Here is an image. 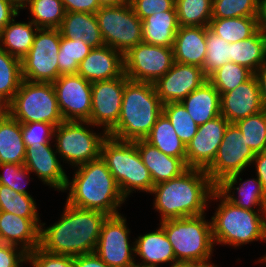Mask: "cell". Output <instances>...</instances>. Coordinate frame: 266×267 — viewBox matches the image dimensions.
Listing matches in <instances>:
<instances>
[{"instance_id": "6da1fadb", "label": "cell", "mask_w": 266, "mask_h": 267, "mask_svg": "<svg viewBox=\"0 0 266 267\" xmlns=\"http://www.w3.org/2000/svg\"><path fill=\"white\" fill-rule=\"evenodd\" d=\"M60 220L40 227V248L51 254L79 256L94 253L102 225L109 215L64 203Z\"/></svg>"}, {"instance_id": "7a4b0ae2", "label": "cell", "mask_w": 266, "mask_h": 267, "mask_svg": "<svg viewBox=\"0 0 266 267\" xmlns=\"http://www.w3.org/2000/svg\"><path fill=\"white\" fill-rule=\"evenodd\" d=\"M216 186L203 169L188 168L180 176L153 186V208L160 222L205 213ZM209 203V204H208Z\"/></svg>"}, {"instance_id": "3957f363", "label": "cell", "mask_w": 266, "mask_h": 267, "mask_svg": "<svg viewBox=\"0 0 266 267\" xmlns=\"http://www.w3.org/2000/svg\"><path fill=\"white\" fill-rule=\"evenodd\" d=\"M72 180H67L64 192L69 190L66 202L72 206L98 210L109 216L120 214L118 209L126 201L115 178L102 158L74 168Z\"/></svg>"}, {"instance_id": "277c9868", "label": "cell", "mask_w": 266, "mask_h": 267, "mask_svg": "<svg viewBox=\"0 0 266 267\" xmlns=\"http://www.w3.org/2000/svg\"><path fill=\"white\" fill-rule=\"evenodd\" d=\"M162 113L163 103L153 83L128 80L118 122L108 135L124 141L144 140Z\"/></svg>"}, {"instance_id": "5b68a950", "label": "cell", "mask_w": 266, "mask_h": 267, "mask_svg": "<svg viewBox=\"0 0 266 267\" xmlns=\"http://www.w3.org/2000/svg\"><path fill=\"white\" fill-rule=\"evenodd\" d=\"M220 201L211 217L214 243L234 248L249 242H266V211H251L236 207L217 189L210 201Z\"/></svg>"}, {"instance_id": "8992f818", "label": "cell", "mask_w": 266, "mask_h": 267, "mask_svg": "<svg viewBox=\"0 0 266 267\" xmlns=\"http://www.w3.org/2000/svg\"><path fill=\"white\" fill-rule=\"evenodd\" d=\"M100 157L125 199L135 190L151 193L154 184L135 141L119 140L108 135L102 142Z\"/></svg>"}, {"instance_id": "52a82bcc", "label": "cell", "mask_w": 266, "mask_h": 267, "mask_svg": "<svg viewBox=\"0 0 266 267\" xmlns=\"http://www.w3.org/2000/svg\"><path fill=\"white\" fill-rule=\"evenodd\" d=\"M205 216L206 213L160 222L177 262L195 264L211 261L215 243L211 220H206Z\"/></svg>"}, {"instance_id": "ba28073f", "label": "cell", "mask_w": 266, "mask_h": 267, "mask_svg": "<svg viewBox=\"0 0 266 267\" xmlns=\"http://www.w3.org/2000/svg\"><path fill=\"white\" fill-rule=\"evenodd\" d=\"M7 113L21 124L46 122L56 127L64 121L53 84L24 79L7 104Z\"/></svg>"}, {"instance_id": "9c48e42d", "label": "cell", "mask_w": 266, "mask_h": 267, "mask_svg": "<svg viewBox=\"0 0 266 267\" xmlns=\"http://www.w3.org/2000/svg\"><path fill=\"white\" fill-rule=\"evenodd\" d=\"M90 126L95 127L89 121H63L55 127L54 146L63 163L77 167L100 158L102 142L108 133L104 129L96 133Z\"/></svg>"}, {"instance_id": "30bf717a", "label": "cell", "mask_w": 266, "mask_h": 267, "mask_svg": "<svg viewBox=\"0 0 266 267\" xmlns=\"http://www.w3.org/2000/svg\"><path fill=\"white\" fill-rule=\"evenodd\" d=\"M95 14L105 45L124 55L142 42V21L130 3L100 7Z\"/></svg>"}, {"instance_id": "8fae6325", "label": "cell", "mask_w": 266, "mask_h": 267, "mask_svg": "<svg viewBox=\"0 0 266 267\" xmlns=\"http://www.w3.org/2000/svg\"><path fill=\"white\" fill-rule=\"evenodd\" d=\"M59 29L39 28L28 54L21 60L22 78L29 82L53 83L59 77Z\"/></svg>"}, {"instance_id": "7c38bea8", "label": "cell", "mask_w": 266, "mask_h": 267, "mask_svg": "<svg viewBox=\"0 0 266 267\" xmlns=\"http://www.w3.org/2000/svg\"><path fill=\"white\" fill-rule=\"evenodd\" d=\"M255 155L240 129L234 123H230L212 164L205 172L217 186L226 177L242 173L245 168L251 166Z\"/></svg>"}, {"instance_id": "4fadbf2b", "label": "cell", "mask_w": 266, "mask_h": 267, "mask_svg": "<svg viewBox=\"0 0 266 267\" xmlns=\"http://www.w3.org/2000/svg\"><path fill=\"white\" fill-rule=\"evenodd\" d=\"M174 62L173 48L141 42L124 54V74L131 81L154 83Z\"/></svg>"}, {"instance_id": "5bb4252c", "label": "cell", "mask_w": 266, "mask_h": 267, "mask_svg": "<svg viewBox=\"0 0 266 267\" xmlns=\"http://www.w3.org/2000/svg\"><path fill=\"white\" fill-rule=\"evenodd\" d=\"M124 217L121 213L107 217L95 249L96 255L110 267H129L136 261L135 244L129 243L130 230Z\"/></svg>"}, {"instance_id": "9a60e30c", "label": "cell", "mask_w": 266, "mask_h": 267, "mask_svg": "<svg viewBox=\"0 0 266 267\" xmlns=\"http://www.w3.org/2000/svg\"><path fill=\"white\" fill-rule=\"evenodd\" d=\"M64 121H89L92 83L79 74L61 75L52 83Z\"/></svg>"}, {"instance_id": "2e32d148", "label": "cell", "mask_w": 266, "mask_h": 267, "mask_svg": "<svg viewBox=\"0 0 266 267\" xmlns=\"http://www.w3.org/2000/svg\"><path fill=\"white\" fill-rule=\"evenodd\" d=\"M125 74L110 80L92 83V105L90 123L104 129L107 133L117 124L125 83Z\"/></svg>"}, {"instance_id": "e0dca14e", "label": "cell", "mask_w": 266, "mask_h": 267, "mask_svg": "<svg viewBox=\"0 0 266 267\" xmlns=\"http://www.w3.org/2000/svg\"><path fill=\"white\" fill-rule=\"evenodd\" d=\"M229 124L219 115L198 126L196 135L186 145L188 168L206 170L212 164Z\"/></svg>"}, {"instance_id": "ac0fdd59", "label": "cell", "mask_w": 266, "mask_h": 267, "mask_svg": "<svg viewBox=\"0 0 266 267\" xmlns=\"http://www.w3.org/2000/svg\"><path fill=\"white\" fill-rule=\"evenodd\" d=\"M207 80L203 68L174 62L170 70L153 85L160 101L165 104L181 102Z\"/></svg>"}, {"instance_id": "d6986e66", "label": "cell", "mask_w": 266, "mask_h": 267, "mask_svg": "<svg viewBox=\"0 0 266 267\" xmlns=\"http://www.w3.org/2000/svg\"><path fill=\"white\" fill-rule=\"evenodd\" d=\"M220 99L221 115L229 123H235L264 110L255 75L235 89L223 93Z\"/></svg>"}, {"instance_id": "ffe728a7", "label": "cell", "mask_w": 266, "mask_h": 267, "mask_svg": "<svg viewBox=\"0 0 266 267\" xmlns=\"http://www.w3.org/2000/svg\"><path fill=\"white\" fill-rule=\"evenodd\" d=\"M52 147L50 144H42L38 148H26L24 166L44 184L64 192L68 176L57 157V151Z\"/></svg>"}, {"instance_id": "44dd1931", "label": "cell", "mask_w": 266, "mask_h": 267, "mask_svg": "<svg viewBox=\"0 0 266 267\" xmlns=\"http://www.w3.org/2000/svg\"><path fill=\"white\" fill-rule=\"evenodd\" d=\"M78 74L91 83L118 78L124 74V55L107 45L92 48L79 64Z\"/></svg>"}, {"instance_id": "7402d4cb", "label": "cell", "mask_w": 266, "mask_h": 267, "mask_svg": "<svg viewBox=\"0 0 266 267\" xmlns=\"http://www.w3.org/2000/svg\"><path fill=\"white\" fill-rule=\"evenodd\" d=\"M40 219L0 211V242L20 246L27 253L40 246Z\"/></svg>"}, {"instance_id": "603a6c76", "label": "cell", "mask_w": 266, "mask_h": 267, "mask_svg": "<svg viewBox=\"0 0 266 267\" xmlns=\"http://www.w3.org/2000/svg\"><path fill=\"white\" fill-rule=\"evenodd\" d=\"M241 174L235 173L226 177L216 186V189L236 207L251 211H266V194L262 189L261 182L256 177L246 179L242 183ZM238 180L240 184L237 182ZM235 184L239 186L236 187ZM235 193L238 195L237 197H235ZM255 207L257 208L255 209Z\"/></svg>"}, {"instance_id": "cb8c5ba5", "label": "cell", "mask_w": 266, "mask_h": 267, "mask_svg": "<svg viewBox=\"0 0 266 267\" xmlns=\"http://www.w3.org/2000/svg\"><path fill=\"white\" fill-rule=\"evenodd\" d=\"M135 145L154 185L176 178L188 169L182 159L161 152L145 140H137Z\"/></svg>"}, {"instance_id": "d4e9b609", "label": "cell", "mask_w": 266, "mask_h": 267, "mask_svg": "<svg viewBox=\"0 0 266 267\" xmlns=\"http://www.w3.org/2000/svg\"><path fill=\"white\" fill-rule=\"evenodd\" d=\"M174 61L203 68L206 59V27H179L173 44Z\"/></svg>"}, {"instance_id": "484cf974", "label": "cell", "mask_w": 266, "mask_h": 267, "mask_svg": "<svg viewBox=\"0 0 266 267\" xmlns=\"http://www.w3.org/2000/svg\"><path fill=\"white\" fill-rule=\"evenodd\" d=\"M135 258L138 255L144 265L159 267L163 263H178L171 243L164 229L159 226L156 231L138 236L134 242Z\"/></svg>"}, {"instance_id": "4316f807", "label": "cell", "mask_w": 266, "mask_h": 267, "mask_svg": "<svg viewBox=\"0 0 266 267\" xmlns=\"http://www.w3.org/2000/svg\"><path fill=\"white\" fill-rule=\"evenodd\" d=\"M181 103L198 126L221 115L220 93L208 80L186 96Z\"/></svg>"}, {"instance_id": "83f0119b", "label": "cell", "mask_w": 266, "mask_h": 267, "mask_svg": "<svg viewBox=\"0 0 266 267\" xmlns=\"http://www.w3.org/2000/svg\"><path fill=\"white\" fill-rule=\"evenodd\" d=\"M61 36L68 39L82 40L91 48L105 45L96 14L82 12H66L61 26Z\"/></svg>"}, {"instance_id": "f1b7e54d", "label": "cell", "mask_w": 266, "mask_h": 267, "mask_svg": "<svg viewBox=\"0 0 266 267\" xmlns=\"http://www.w3.org/2000/svg\"><path fill=\"white\" fill-rule=\"evenodd\" d=\"M179 27L175 7L155 13L142 20V42L172 48Z\"/></svg>"}, {"instance_id": "f546056e", "label": "cell", "mask_w": 266, "mask_h": 267, "mask_svg": "<svg viewBox=\"0 0 266 267\" xmlns=\"http://www.w3.org/2000/svg\"><path fill=\"white\" fill-rule=\"evenodd\" d=\"M25 156L22 124L6 113L0 119V164H24Z\"/></svg>"}, {"instance_id": "4dcf8cb0", "label": "cell", "mask_w": 266, "mask_h": 267, "mask_svg": "<svg viewBox=\"0 0 266 267\" xmlns=\"http://www.w3.org/2000/svg\"><path fill=\"white\" fill-rule=\"evenodd\" d=\"M39 28L31 21L13 18L0 32V48L22 60L29 52Z\"/></svg>"}, {"instance_id": "1f68e13d", "label": "cell", "mask_w": 266, "mask_h": 267, "mask_svg": "<svg viewBox=\"0 0 266 267\" xmlns=\"http://www.w3.org/2000/svg\"><path fill=\"white\" fill-rule=\"evenodd\" d=\"M231 62L255 73L266 63V35L258 30L248 39L231 43Z\"/></svg>"}, {"instance_id": "d6a6232c", "label": "cell", "mask_w": 266, "mask_h": 267, "mask_svg": "<svg viewBox=\"0 0 266 267\" xmlns=\"http://www.w3.org/2000/svg\"><path fill=\"white\" fill-rule=\"evenodd\" d=\"M144 140L161 152L180 158L186 163V145L176 134L173 125L164 113L158 117Z\"/></svg>"}, {"instance_id": "836d02e7", "label": "cell", "mask_w": 266, "mask_h": 267, "mask_svg": "<svg viewBox=\"0 0 266 267\" xmlns=\"http://www.w3.org/2000/svg\"><path fill=\"white\" fill-rule=\"evenodd\" d=\"M208 28L227 43L248 39L259 30L257 17L211 19Z\"/></svg>"}, {"instance_id": "e575fe53", "label": "cell", "mask_w": 266, "mask_h": 267, "mask_svg": "<svg viewBox=\"0 0 266 267\" xmlns=\"http://www.w3.org/2000/svg\"><path fill=\"white\" fill-rule=\"evenodd\" d=\"M213 0H175L180 27H208L212 19Z\"/></svg>"}, {"instance_id": "d590c367", "label": "cell", "mask_w": 266, "mask_h": 267, "mask_svg": "<svg viewBox=\"0 0 266 267\" xmlns=\"http://www.w3.org/2000/svg\"><path fill=\"white\" fill-rule=\"evenodd\" d=\"M22 80L21 60L0 48V99L8 104Z\"/></svg>"}, {"instance_id": "8d00e7d4", "label": "cell", "mask_w": 266, "mask_h": 267, "mask_svg": "<svg viewBox=\"0 0 266 267\" xmlns=\"http://www.w3.org/2000/svg\"><path fill=\"white\" fill-rule=\"evenodd\" d=\"M26 7L38 28L58 29L66 13L61 0H31Z\"/></svg>"}, {"instance_id": "74e56055", "label": "cell", "mask_w": 266, "mask_h": 267, "mask_svg": "<svg viewBox=\"0 0 266 267\" xmlns=\"http://www.w3.org/2000/svg\"><path fill=\"white\" fill-rule=\"evenodd\" d=\"M91 47L81 39L74 40L61 36L58 54L59 75L78 74V67L89 54Z\"/></svg>"}, {"instance_id": "f35d334b", "label": "cell", "mask_w": 266, "mask_h": 267, "mask_svg": "<svg viewBox=\"0 0 266 267\" xmlns=\"http://www.w3.org/2000/svg\"><path fill=\"white\" fill-rule=\"evenodd\" d=\"M0 211L28 219H40L36 202L31 195L14 191L0 184Z\"/></svg>"}, {"instance_id": "ab89813d", "label": "cell", "mask_w": 266, "mask_h": 267, "mask_svg": "<svg viewBox=\"0 0 266 267\" xmlns=\"http://www.w3.org/2000/svg\"><path fill=\"white\" fill-rule=\"evenodd\" d=\"M253 75L254 73L248 68L229 61L214 71L208 77V81L216 88L221 96L223 93L233 90L249 80Z\"/></svg>"}, {"instance_id": "60d3db41", "label": "cell", "mask_w": 266, "mask_h": 267, "mask_svg": "<svg viewBox=\"0 0 266 267\" xmlns=\"http://www.w3.org/2000/svg\"><path fill=\"white\" fill-rule=\"evenodd\" d=\"M234 124L240 129L255 154L266 151V110L240 119Z\"/></svg>"}, {"instance_id": "b9f144b4", "label": "cell", "mask_w": 266, "mask_h": 267, "mask_svg": "<svg viewBox=\"0 0 266 267\" xmlns=\"http://www.w3.org/2000/svg\"><path fill=\"white\" fill-rule=\"evenodd\" d=\"M206 45L203 71L208 78L214 71L231 61V43H227L206 27Z\"/></svg>"}, {"instance_id": "7bdbcfd3", "label": "cell", "mask_w": 266, "mask_h": 267, "mask_svg": "<svg viewBox=\"0 0 266 267\" xmlns=\"http://www.w3.org/2000/svg\"><path fill=\"white\" fill-rule=\"evenodd\" d=\"M163 113L170 120L176 134L187 145L196 135L198 125L191 118L181 102L163 104Z\"/></svg>"}, {"instance_id": "ee69618b", "label": "cell", "mask_w": 266, "mask_h": 267, "mask_svg": "<svg viewBox=\"0 0 266 267\" xmlns=\"http://www.w3.org/2000/svg\"><path fill=\"white\" fill-rule=\"evenodd\" d=\"M259 0H213L212 19L257 17Z\"/></svg>"}, {"instance_id": "f6af8a7d", "label": "cell", "mask_w": 266, "mask_h": 267, "mask_svg": "<svg viewBox=\"0 0 266 267\" xmlns=\"http://www.w3.org/2000/svg\"><path fill=\"white\" fill-rule=\"evenodd\" d=\"M0 168L3 169V172L0 173L1 185L8 186L16 192L30 195L28 191H26V185H28L30 181L29 173L31 172L24 164L3 163L0 164Z\"/></svg>"}, {"instance_id": "bcb514c9", "label": "cell", "mask_w": 266, "mask_h": 267, "mask_svg": "<svg viewBox=\"0 0 266 267\" xmlns=\"http://www.w3.org/2000/svg\"><path fill=\"white\" fill-rule=\"evenodd\" d=\"M55 126L46 122H32L22 124V137L26 148H38L42 144L54 141Z\"/></svg>"}, {"instance_id": "7dc6e473", "label": "cell", "mask_w": 266, "mask_h": 267, "mask_svg": "<svg viewBox=\"0 0 266 267\" xmlns=\"http://www.w3.org/2000/svg\"><path fill=\"white\" fill-rule=\"evenodd\" d=\"M27 263L32 267H74L72 256L51 254L40 247L27 253Z\"/></svg>"}, {"instance_id": "c3c4849f", "label": "cell", "mask_w": 266, "mask_h": 267, "mask_svg": "<svg viewBox=\"0 0 266 267\" xmlns=\"http://www.w3.org/2000/svg\"><path fill=\"white\" fill-rule=\"evenodd\" d=\"M135 14L142 21L148 16L172 10L175 0H129Z\"/></svg>"}, {"instance_id": "681fc988", "label": "cell", "mask_w": 266, "mask_h": 267, "mask_svg": "<svg viewBox=\"0 0 266 267\" xmlns=\"http://www.w3.org/2000/svg\"><path fill=\"white\" fill-rule=\"evenodd\" d=\"M26 262V251L15 245L0 242V267H21Z\"/></svg>"}, {"instance_id": "f907efd6", "label": "cell", "mask_w": 266, "mask_h": 267, "mask_svg": "<svg viewBox=\"0 0 266 267\" xmlns=\"http://www.w3.org/2000/svg\"><path fill=\"white\" fill-rule=\"evenodd\" d=\"M66 12L95 14L101 7L98 0H61Z\"/></svg>"}, {"instance_id": "816d5d0a", "label": "cell", "mask_w": 266, "mask_h": 267, "mask_svg": "<svg viewBox=\"0 0 266 267\" xmlns=\"http://www.w3.org/2000/svg\"><path fill=\"white\" fill-rule=\"evenodd\" d=\"M74 267H110L96 253L83 254L73 257Z\"/></svg>"}, {"instance_id": "f5cc1de1", "label": "cell", "mask_w": 266, "mask_h": 267, "mask_svg": "<svg viewBox=\"0 0 266 267\" xmlns=\"http://www.w3.org/2000/svg\"><path fill=\"white\" fill-rule=\"evenodd\" d=\"M20 11L16 9L8 0H0V32Z\"/></svg>"}, {"instance_id": "db71d44e", "label": "cell", "mask_w": 266, "mask_h": 267, "mask_svg": "<svg viewBox=\"0 0 266 267\" xmlns=\"http://www.w3.org/2000/svg\"><path fill=\"white\" fill-rule=\"evenodd\" d=\"M253 165H255L256 176L261 182L262 189L266 194V151L257 153L252 160Z\"/></svg>"}, {"instance_id": "11a10c76", "label": "cell", "mask_w": 266, "mask_h": 267, "mask_svg": "<svg viewBox=\"0 0 266 267\" xmlns=\"http://www.w3.org/2000/svg\"><path fill=\"white\" fill-rule=\"evenodd\" d=\"M254 75L257 78L259 92L264 110H266V63Z\"/></svg>"}, {"instance_id": "9f6ffc18", "label": "cell", "mask_w": 266, "mask_h": 267, "mask_svg": "<svg viewBox=\"0 0 266 267\" xmlns=\"http://www.w3.org/2000/svg\"><path fill=\"white\" fill-rule=\"evenodd\" d=\"M257 22L259 30L266 35V0H259Z\"/></svg>"}, {"instance_id": "6f0895ef", "label": "cell", "mask_w": 266, "mask_h": 267, "mask_svg": "<svg viewBox=\"0 0 266 267\" xmlns=\"http://www.w3.org/2000/svg\"><path fill=\"white\" fill-rule=\"evenodd\" d=\"M101 7L120 6L129 3V0H98Z\"/></svg>"}, {"instance_id": "680465c9", "label": "cell", "mask_w": 266, "mask_h": 267, "mask_svg": "<svg viewBox=\"0 0 266 267\" xmlns=\"http://www.w3.org/2000/svg\"><path fill=\"white\" fill-rule=\"evenodd\" d=\"M16 9H26L31 0H8Z\"/></svg>"}, {"instance_id": "91938a15", "label": "cell", "mask_w": 266, "mask_h": 267, "mask_svg": "<svg viewBox=\"0 0 266 267\" xmlns=\"http://www.w3.org/2000/svg\"><path fill=\"white\" fill-rule=\"evenodd\" d=\"M212 261L206 262V263H190V267H218L214 263H211Z\"/></svg>"}, {"instance_id": "94428289", "label": "cell", "mask_w": 266, "mask_h": 267, "mask_svg": "<svg viewBox=\"0 0 266 267\" xmlns=\"http://www.w3.org/2000/svg\"><path fill=\"white\" fill-rule=\"evenodd\" d=\"M7 113V104L0 99V119Z\"/></svg>"}, {"instance_id": "6125c7cd", "label": "cell", "mask_w": 266, "mask_h": 267, "mask_svg": "<svg viewBox=\"0 0 266 267\" xmlns=\"http://www.w3.org/2000/svg\"><path fill=\"white\" fill-rule=\"evenodd\" d=\"M170 267H190V263L178 262V263L172 264Z\"/></svg>"}, {"instance_id": "be15d7a7", "label": "cell", "mask_w": 266, "mask_h": 267, "mask_svg": "<svg viewBox=\"0 0 266 267\" xmlns=\"http://www.w3.org/2000/svg\"><path fill=\"white\" fill-rule=\"evenodd\" d=\"M129 267H154V266H149V265H144L140 263L133 262Z\"/></svg>"}, {"instance_id": "e7e4bbea", "label": "cell", "mask_w": 266, "mask_h": 267, "mask_svg": "<svg viewBox=\"0 0 266 267\" xmlns=\"http://www.w3.org/2000/svg\"><path fill=\"white\" fill-rule=\"evenodd\" d=\"M258 262H259V263H262V262H263V263H264V262L266 263V254L263 255L262 258L260 257V259L258 260Z\"/></svg>"}]
</instances>
